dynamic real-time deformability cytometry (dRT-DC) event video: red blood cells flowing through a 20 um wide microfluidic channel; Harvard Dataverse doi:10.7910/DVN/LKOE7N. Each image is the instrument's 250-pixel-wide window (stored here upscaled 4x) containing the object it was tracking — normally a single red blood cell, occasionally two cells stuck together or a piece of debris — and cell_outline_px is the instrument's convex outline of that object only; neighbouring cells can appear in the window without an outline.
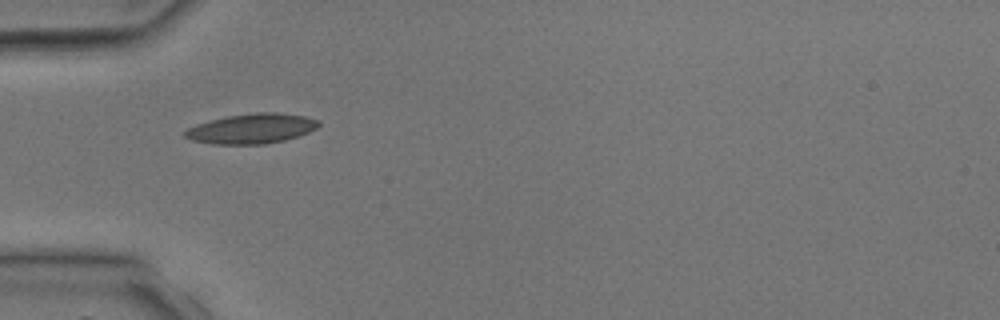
{"species": "common noctule bat (a hibernating species)", "species_latin": "Nyctalus noctula", "temperature_condition": "room temperature", "stored_images_in_passage": 1, "camera_frame_rate_fps": 3000, "um_per_image_px": 0.085, "animal": {"sex": "male", "body_mass_g": 17.9, "forearm_length_mm": 54.2}, "frame": {"image": 1, "passage_image": 1, "time_ms": 0.0, "image_size_px": [1000, 320], "cell_outline_px": [[320, 124], [316, 128], [308, 132], [284, 140], [264, 144], [212, 144], [192, 140], [184, 136], [184, 132], [188, 128], [196, 124], [228, 116], [256, 112], [276, 112], [304, 116], [316, 120]], "centroid_in_image_um": [21.36, 10.93], "position_along_channel_um": 63.6, "area_um2": 23.0}}